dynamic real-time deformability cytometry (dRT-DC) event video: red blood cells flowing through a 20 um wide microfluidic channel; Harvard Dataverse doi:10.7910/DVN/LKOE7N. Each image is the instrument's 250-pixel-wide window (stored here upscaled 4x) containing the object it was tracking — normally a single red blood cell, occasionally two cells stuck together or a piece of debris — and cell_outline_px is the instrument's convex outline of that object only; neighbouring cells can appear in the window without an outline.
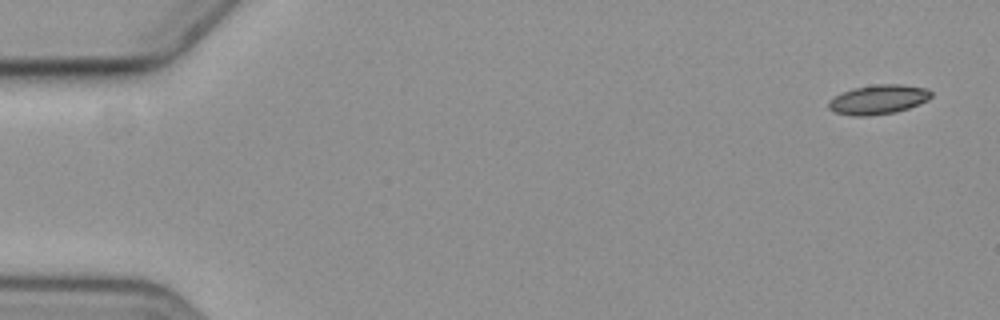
{"species": "common noctule bat (a hibernating species)", "species_latin": "Nyctalus noctula", "temperature_condition": "cold", "stored_images_in_passage": 5, "camera_frame_rate_fps": 3000, "um_per_image_px": 0.085, "animal": {"sex": "female", "body_mass_g": 19.3, "forearm_length_mm": 54.1}, "frame": {"image": 1, "passage_image": 1, "time_ms": 0.0, "image_size_px": [1000, 320], "cell_outline_px": [[932, 96], [928, 100], [920, 104], [896, 112], [868, 116], [852, 116], [832, 112], [828, 108], [828, 100], [840, 92], [852, 88], [876, 84], [904, 84], [928, 88], [932, 92]], "centroid_in_image_um": [74.64, 8.45], "position_along_channel_um": 10.4, "area_um2": 18.03}}
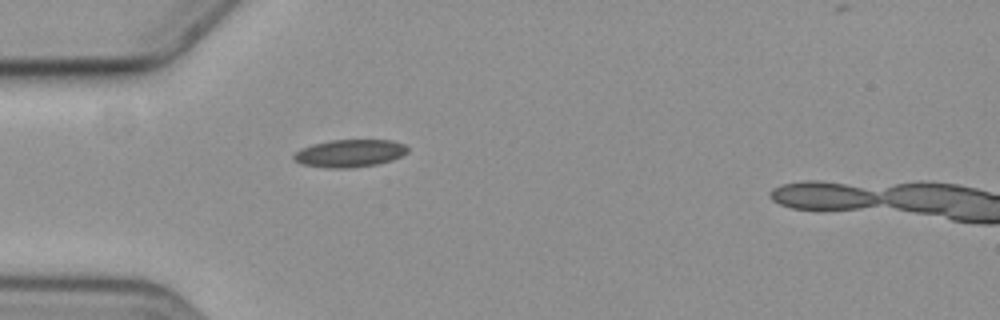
{"frame": {"image": 2, "passage_image": 5, "time_ms": 5.0, "image_size_px": [1000, 320], "cell_outline_px": [[408, 152], [392, 160], [376, 164], [348, 168], [328, 168], [300, 164], [292, 160], [292, 156], [300, 148], [312, 144], [332, 140], [392, 140], [404, 144], [408, 148]], "centroid_in_image_um": [29.68, 13.03], "position_along_channel_um": 55.3, "area_um2": 18.38}}